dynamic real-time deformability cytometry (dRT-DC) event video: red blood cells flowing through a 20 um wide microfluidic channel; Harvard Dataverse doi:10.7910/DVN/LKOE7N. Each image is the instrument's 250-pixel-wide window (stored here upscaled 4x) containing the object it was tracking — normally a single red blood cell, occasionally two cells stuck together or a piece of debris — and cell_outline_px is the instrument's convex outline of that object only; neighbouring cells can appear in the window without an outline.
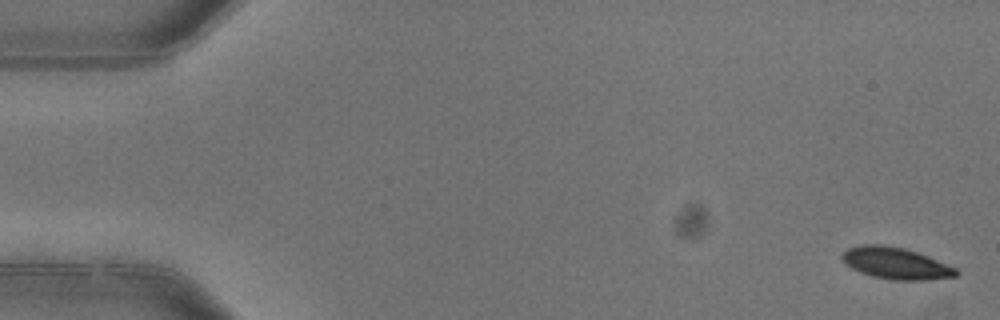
{"species": "common noctule bat (a hibernating species)", "species_latin": "Nyctalus noctula", "temperature_condition": "warm", "stored_images_in_passage": 4, "camera_frame_rate_fps": 3000, "um_per_image_px": 0.085, "animal": {"sex": "female"}, "frame": {"image": 1, "passage_image": 1, "time_ms": 0.0, "image_size_px": [1000, 320], "cell_outline_px": [[960, 272], [956, 276], [928, 280], [892, 280], [872, 276], [860, 272], [844, 264], [840, 256], [848, 248], [860, 244], [880, 244], [904, 248], [928, 256], [956, 268]], "centroid_in_image_um": [76.12, 22.38], "position_along_channel_um": 8.9, "area_um2": 21.1}}
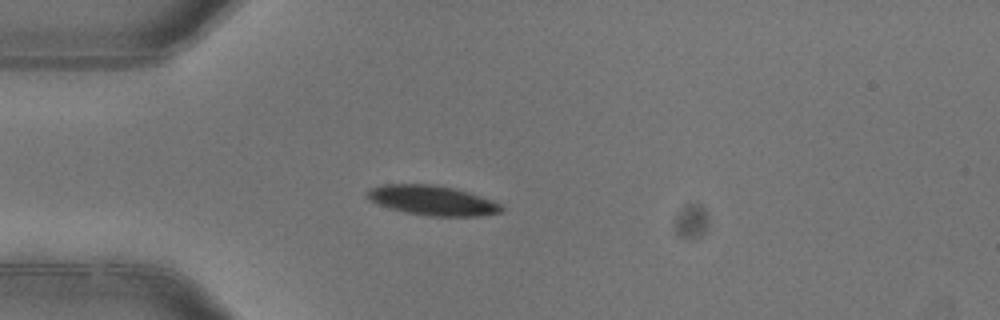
{"frame": {"image": 2, "passage_image": 4, "time_ms": 1.0, "image_size_px": [1000, 320], "cell_outline_px": [[504, 208], [500, 212], [480, 216], [432, 216], [404, 212], [388, 208], [376, 204], [368, 200], [364, 196], [372, 188], [384, 184], [432, 184], [452, 188], [468, 192], [500, 204]], "centroid_in_image_um": [36.68, 17.04], "position_along_channel_um": 48.3, "area_um2": 23.12}}